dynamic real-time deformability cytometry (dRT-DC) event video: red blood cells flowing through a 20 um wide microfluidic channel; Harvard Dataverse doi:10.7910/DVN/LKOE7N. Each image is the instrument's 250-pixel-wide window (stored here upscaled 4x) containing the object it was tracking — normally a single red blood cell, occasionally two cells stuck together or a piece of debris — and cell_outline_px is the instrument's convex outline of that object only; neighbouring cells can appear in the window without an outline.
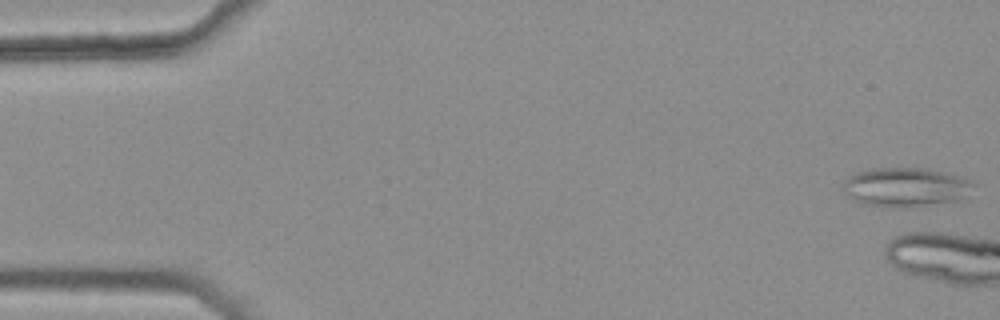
{"species": "common noctule bat (a hibernating species)", "species_latin": "Nyctalus noctula", "temperature_condition": "warm", "stored_images_in_passage": 4, "camera_frame_rate_fps": 3000, "um_per_image_px": 0.085, "animal": {"sex": "female", "body_mass_g": 25.1}, "frame": {"image": 1, "passage_image": 1, "time_ms": 0.0, "image_size_px": [1000, 320], "cell_outline_px": [[972, 184], [964, 196], [956, 200], [904, 208], [892, 208], [864, 204], [852, 200], [844, 192], [844, 180], [856, 172], [876, 168], [928, 168], [960, 176], [972, 180]], "centroid_in_image_um": [76.92, 15.9], "position_along_channel_um": 8.1, "area_um2": 29.48}}